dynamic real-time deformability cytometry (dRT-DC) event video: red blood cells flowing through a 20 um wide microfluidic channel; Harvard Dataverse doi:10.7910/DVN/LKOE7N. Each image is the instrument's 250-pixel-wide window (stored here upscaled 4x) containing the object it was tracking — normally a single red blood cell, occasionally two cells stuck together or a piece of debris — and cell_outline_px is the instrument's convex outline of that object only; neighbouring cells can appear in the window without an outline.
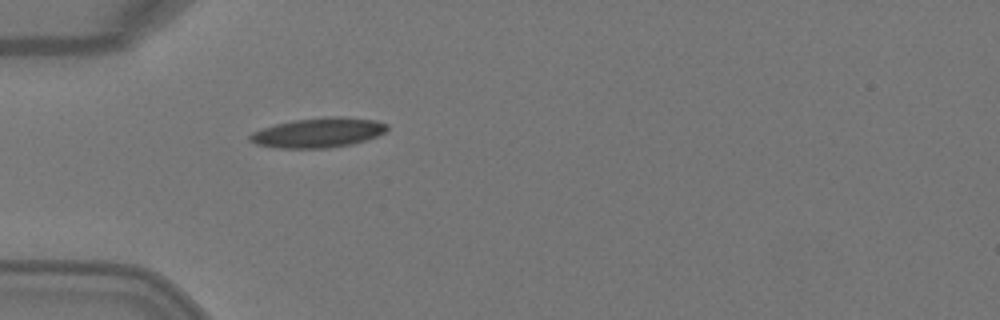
{"species": "Egyptian fruit bat (a non-hibernating species)", "species_latin": "Rousettus aegyptiacus", "temperature_condition": "warm", "stored_images_in_passage": 5, "camera_frame_rate_fps": 3000, "um_per_image_px": 0.085, "animal": {"sex": "female"}, "frame": {"image": 1, "passage_image": 5, "time_ms": 1.333, "image_size_px": [1000, 320], "cell_outline_px": [[388, 128], [384, 132], [376, 136], [352, 144], [328, 148], [276, 148], [256, 144], [248, 140], [248, 136], [252, 132], [276, 124], [296, 120], [332, 116], [344, 116], [376, 120], [388, 124]], "centroid_in_image_um": [27.05, 11.28], "position_along_channel_um": 57.9, "area_um2": 23.7}}